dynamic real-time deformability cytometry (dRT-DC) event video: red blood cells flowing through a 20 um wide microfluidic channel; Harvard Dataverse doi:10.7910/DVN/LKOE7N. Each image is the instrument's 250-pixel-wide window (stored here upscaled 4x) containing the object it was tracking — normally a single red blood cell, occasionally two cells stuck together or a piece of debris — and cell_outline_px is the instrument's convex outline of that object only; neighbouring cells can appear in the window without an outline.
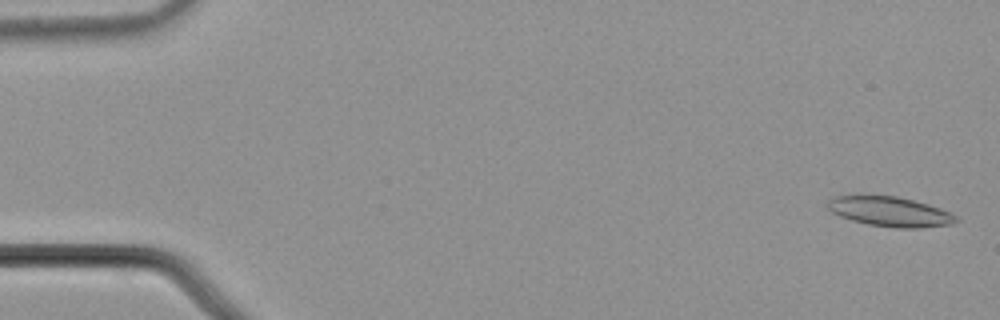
{"species": "common noctule bat (a hibernating species)", "species_latin": "Nyctalus noctula", "temperature_condition": "cold", "stored_images_in_passage": 58, "camera_frame_rate_fps": 3000, "um_per_image_px": 0.085, "animal": {"sex": "male", "body_mass_g": 21.5, "forearm_length_mm": 52.0}, "frame": {"image": 1, "passage_image": 2, "time_ms": 0.333, "image_size_px": [1000, 320], "cell_outline_px": [[960, 220], [952, 224], [920, 228], [896, 228], [868, 224], [852, 220], [840, 216], [832, 212], [828, 208], [828, 200], [832, 196], [856, 192], [860, 192], [896, 196], [928, 204], [940, 208], [956, 216]], "centroid_in_image_um": [75.56, 17.93], "position_along_channel_um": 9.4, "area_um2": 23.06}}
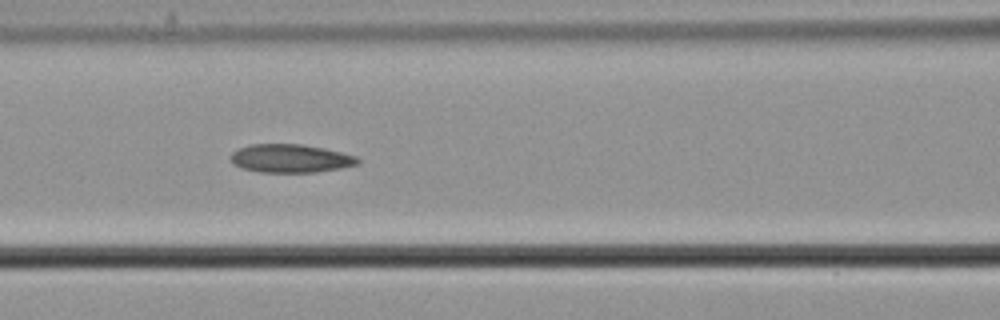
{"frame": {"image": 2, "passage_image": 26, "time_ms": 8.333, "image_size_px": [1000, 320], "cell_outline_px": [[360, 164], [340, 168], [316, 172], [260, 172], [244, 168], [232, 164], [228, 156], [232, 152], [248, 144], [300, 144], [340, 152], [356, 156], [360, 160]], "centroid_in_image_um": [24.65, 13.47], "position_along_channel_um": 141.9, "area_um2": 20.92}}
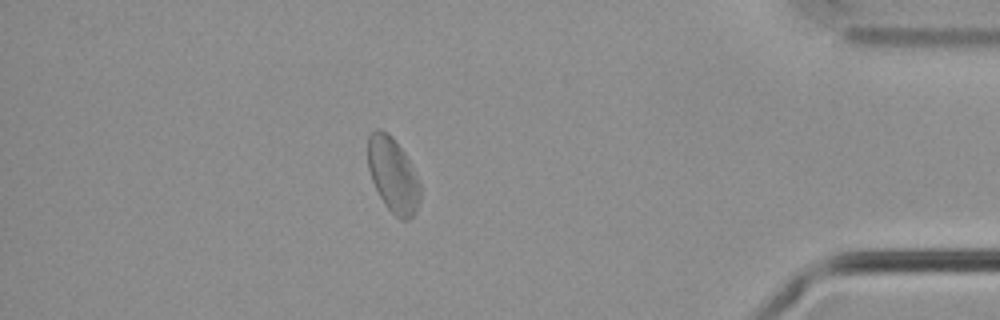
{"frame": {"image": 3, "passage_image": 51, "time_ms": 16.667, "image_size_px": [1000, 320], "cell_outline_px": [[420, 200], [416, 212], [408, 220], [400, 220], [388, 208], [380, 196], [372, 180], [368, 168], [368, 136], [376, 128], [380, 128], [388, 132], [392, 136], [404, 152], [420, 184]], "centroid_in_image_um": [33.4, 14.86], "position_along_channel_um": 401.8, "area_um2": 22.66}, "authors_computed_cell_mechanics": {"area_um2": 22.2241, "velocity_mm_per_s": 3.6225, "shape_relaxation_time_tau1_ms": null, "shape_relaxation_time_tau2_ms": 4.7464, "deformation_change_tau1": null, "deformation_change_tau2": 0.0617}}